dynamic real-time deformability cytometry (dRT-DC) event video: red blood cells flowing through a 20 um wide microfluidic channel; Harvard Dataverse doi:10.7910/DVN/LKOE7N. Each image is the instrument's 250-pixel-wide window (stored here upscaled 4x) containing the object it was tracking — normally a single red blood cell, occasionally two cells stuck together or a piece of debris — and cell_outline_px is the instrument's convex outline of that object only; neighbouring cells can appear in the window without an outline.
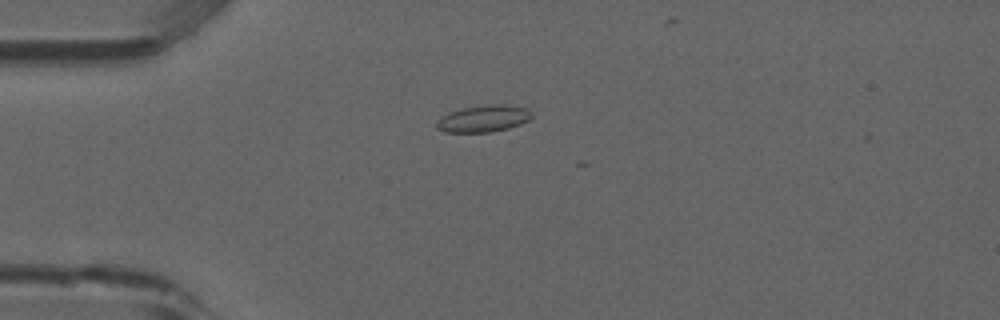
{"species": "common noctule bat (a hibernating species)", "species_latin": "Nyctalus noctula", "temperature_condition": "room temperature", "stored_images_in_passage": 5, "camera_frame_rate_fps": 3000, "um_per_image_px": 0.085, "animal": {"sex": "male", "forearm_length_mm": 52.5}, "frame": {"image": 1, "passage_image": 4, "time_ms": 1.0, "image_size_px": [1000, 320], "cell_outline_px": [[532, 116], [528, 120], [520, 124], [508, 128], [492, 132], [444, 132], [436, 128], [436, 120], [440, 116], [448, 112], [464, 108], [488, 104], [512, 104], [524, 108], [532, 112]], "centroid_in_image_um": [41.07, 10.07], "position_along_channel_um": 43.9, "area_um2": 15.03}}